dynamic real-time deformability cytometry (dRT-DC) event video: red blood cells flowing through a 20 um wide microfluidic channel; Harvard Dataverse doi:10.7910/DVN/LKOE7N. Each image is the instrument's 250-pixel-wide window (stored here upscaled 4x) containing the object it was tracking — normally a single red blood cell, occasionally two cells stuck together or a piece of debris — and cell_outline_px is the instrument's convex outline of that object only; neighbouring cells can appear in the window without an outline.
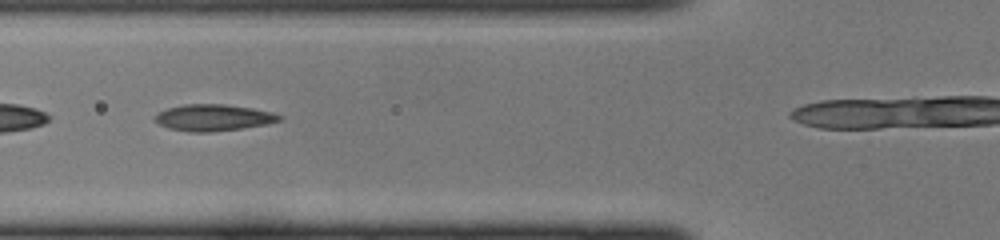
{"species": "common noctule bat (a hibernating species)", "species_latin": "Nyctalus noctula", "temperature_condition": "cold", "stored_images_in_passage": 21, "camera_frame_rate_fps": 3000, "um_per_image_px": 0.085, "animal": {"sex": "female", "body_mass_g": 22.0, "forearm_length_mm": 56.7}, "frame": {"image": 1, "passage_image": 10, "time_ms": 3.0, "image_size_px": [1000, 240], "cell_outline_px": [[284, 116], [280, 120], [268, 124], [212, 132], [188, 132], [168, 128], [160, 124], [152, 116], [168, 108], [184, 104], [224, 104], [252, 108], [272, 112]], "centroid_in_image_um": [18.14, 10.0], "position_along_channel_um": 107.7, "area_um2": 19.19}}
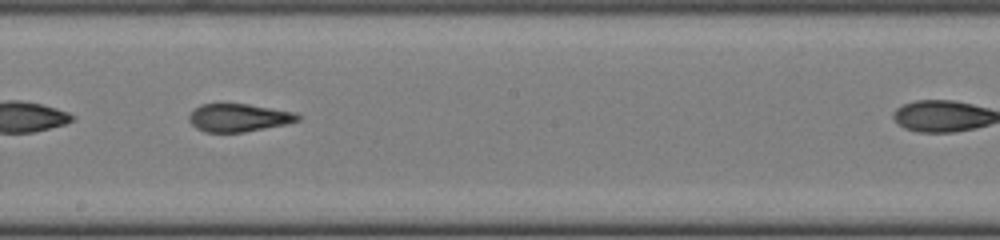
{"frame": {"image": 2, "passage_image": 18, "time_ms": 5.667, "image_size_px": [1000, 240], "cell_outline_px": [[300, 120], [284, 124], [244, 132], [204, 132], [196, 128], [188, 120], [188, 116], [200, 104], [248, 104], [296, 112], [300, 116]], "centroid_in_image_um": [20.28, 10.0], "position_along_channel_um": 227.9, "area_um2": 17.57}}